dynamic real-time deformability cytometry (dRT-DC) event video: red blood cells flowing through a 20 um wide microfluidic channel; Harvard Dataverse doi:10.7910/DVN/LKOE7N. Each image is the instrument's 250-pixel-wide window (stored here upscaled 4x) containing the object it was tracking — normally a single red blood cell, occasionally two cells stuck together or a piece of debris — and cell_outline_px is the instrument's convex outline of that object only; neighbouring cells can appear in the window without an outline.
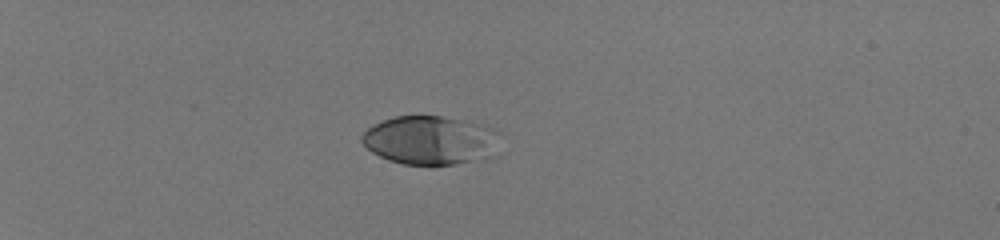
{"species": "human", "species_latin": "Homo sapiens", "temperature_condition": "room temperature", "stored_images_in_passage": 37, "camera_frame_rate_fps": 3000, "um_per_image_px": 0.085, "donor": {"sex": "male"}, "frame": {"image": 1, "passage_image": 1, "time_ms": 0.0, "image_size_px": [1000, 240], "cell_outline_px": [[500, 132], [496, 156], [456, 164], [404, 164], [388, 160], [372, 152], [360, 140], [360, 136], [372, 124], [396, 116], [440, 116], [484, 124]], "centroid_in_image_um": [36.62, 11.92], "position_along_channel_um": 48.4, "area_um2": 39.54}}
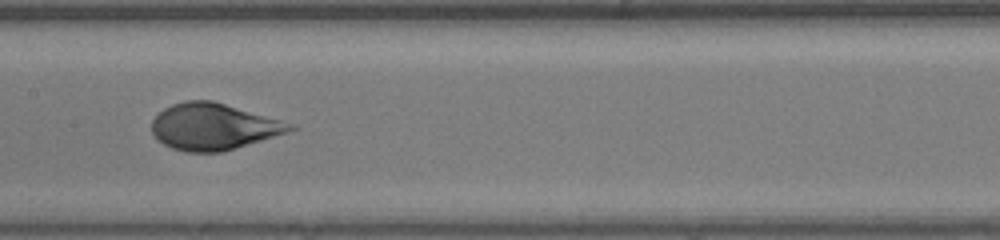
{"frame": {"image": 2, "passage_image": 16, "time_ms": 5.0, "image_size_px": [1000, 240], "cell_outline_px": [[300, 128], [288, 132], [220, 152], [188, 152], [172, 148], [164, 144], [152, 132], [152, 120], [164, 108], [172, 104], [184, 100], [212, 100], [280, 120], [292, 124]], "centroid_in_image_um": [18.13, 10.75], "position_along_channel_um": 189.3, "area_um2": 36.93}}
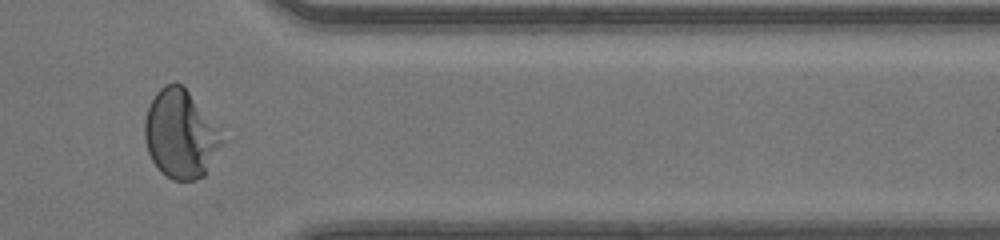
{"frame": {"image": 3, "passage_image": 31, "time_ms": 10.0, "image_size_px": [1000, 240], "cell_outline_px": [[220, 144], [204, 176], [196, 180], [172, 180], [160, 172], [152, 160], [148, 152], [144, 140], [144, 120], [148, 104], [156, 92], [164, 84], [180, 84], [188, 92], [216, 128], [220, 140]], "centroid_in_image_um": [15.24, 11.43], "position_along_channel_um": 396.2, "area_um2": 38.67}, "authors_computed_cell_mechanics": {"area_um2": 37.9746, "velocity_mm_per_s": 4.1832, "shape_relaxation_time_tau1_ms": 4.0782, "shape_relaxation_time_tau2_ms": null, "deformation_change_tau1": 0.2379, "deformation_change_tau2": null}}